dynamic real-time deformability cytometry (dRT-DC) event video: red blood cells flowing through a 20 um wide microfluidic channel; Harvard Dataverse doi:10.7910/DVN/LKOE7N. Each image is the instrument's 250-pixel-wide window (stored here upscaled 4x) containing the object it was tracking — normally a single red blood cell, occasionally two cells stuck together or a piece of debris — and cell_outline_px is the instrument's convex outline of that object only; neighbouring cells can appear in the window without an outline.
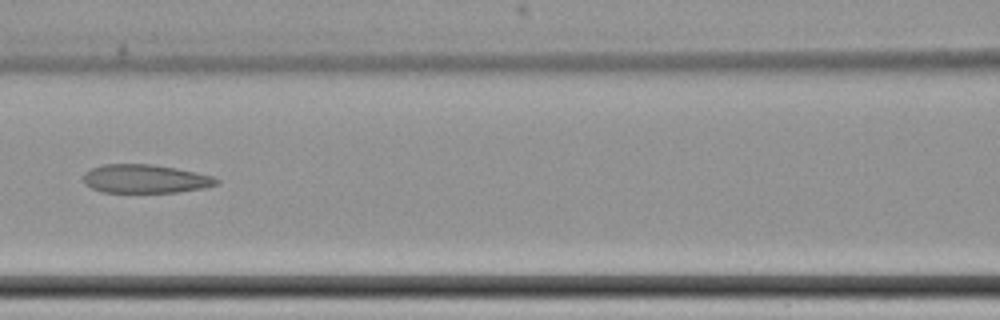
{"species": "common noctule bat (a hibernating species)", "species_latin": "Nyctalus noctula", "temperature_condition": "cold", "stored_images_in_passage": 4, "camera_frame_rate_fps": 3000, "um_per_image_px": 0.085, "animal": {"sex": "female", "body_mass_g": 22.7, "forearm_length_mm": 54.2}, "frame": {"image": 1, "passage_image": 3, "time_ms": 2.333, "image_size_px": [1000, 320], "cell_outline_px": [[220, 184], [204, 188], [176, 192], [100, 192], [84, 184], [84, 172], [92, 168], [104, 164], [152, 164], [176, 168], [212, 176], [220, 180]], "centroid_in_image_um": [12.35, 15.2], "position_along_channel_um": 154.3, "area_um2": 22.2}}
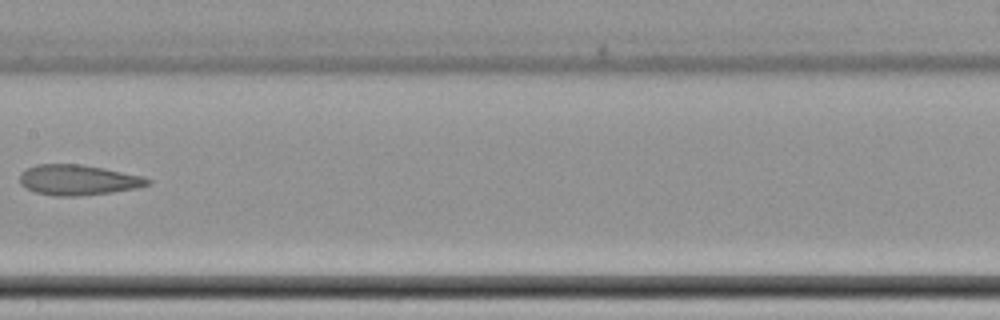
{"frame": {"image": 2, "passage_image": 4, "time_ms": 3.667, "image_size_px": [1000, 320], "cell_outline_px": [[152, 184], [136, 188], [112, 192], [76, 196], [52, 196], [36, 192], [24, 188], [20, 184], [20, 172], [36, 164], [80, 164], [104, 168], [144, 176], [152, 180]], "centroid_in_image_um": [6.64, 15.29], "position_along_channel_um": 200.8, "area_um2": 22.83}}